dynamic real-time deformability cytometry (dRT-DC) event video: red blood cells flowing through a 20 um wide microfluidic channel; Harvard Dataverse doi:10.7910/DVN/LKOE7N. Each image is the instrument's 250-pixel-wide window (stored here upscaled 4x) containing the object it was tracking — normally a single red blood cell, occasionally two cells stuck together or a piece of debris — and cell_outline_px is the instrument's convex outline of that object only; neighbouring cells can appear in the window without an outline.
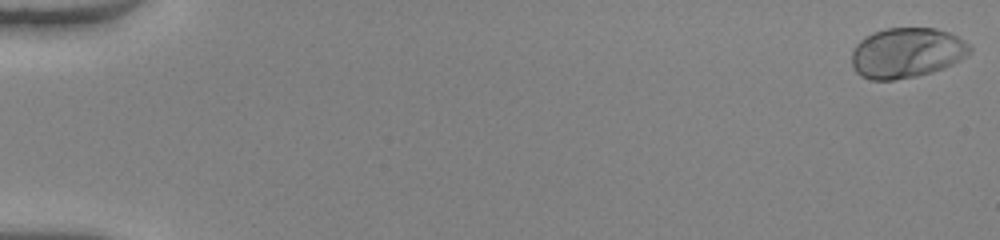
{"species": "human", "species_latin": "Homo sapiens", "temperature_condition": "warm", "stored_images_in_passage": 52, "camera_frame_rate_fps": 3000, "um_per_image_px": 0.085, "donor": {"sex": "female"}, "frame": {"image": 1, "passage_image": 1, "time_ms": 0.0, "image_size_px": [1000, 240], "cell_outline_px": [[972, 52], [960, 60], [944, 68], [932, 72], [916, 76], [892, 80], [872, 80], [860, 76], [852, 68], [852, 48], [864, 36], [872, 32], [888, 28], [936, 28], [948, 32], [964, 40], [972, 48]], "centroid_in_image_um": [77.05, 4.49], "position_along_channel_um": 8.0, "area_um2": 34.8}}
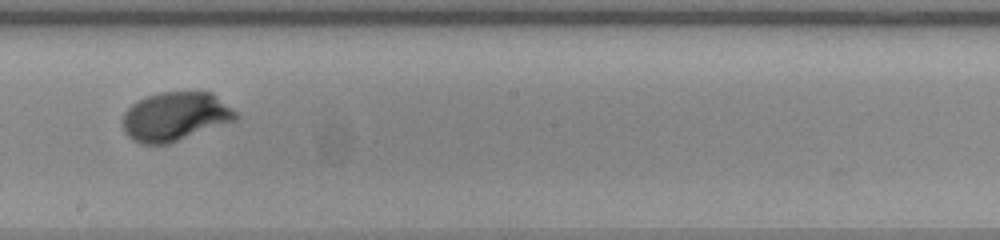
{"frame": {"image": 2, "passage_image": 31, "time_ms": 10.0, "image_size_px": [1000, 240], "cell_outline_px": [[240, 116], [236, 120], [168, 144], [140, 144], [132, 140], [124, 132], [124, 112], [132, 104], [148, 96], [160, 92], [212, 92], [232, 108]], "centroid_in_image_um": [14.9, 9.91], "position_along_channel_um": 233.3, "area_um2": 32.02}}
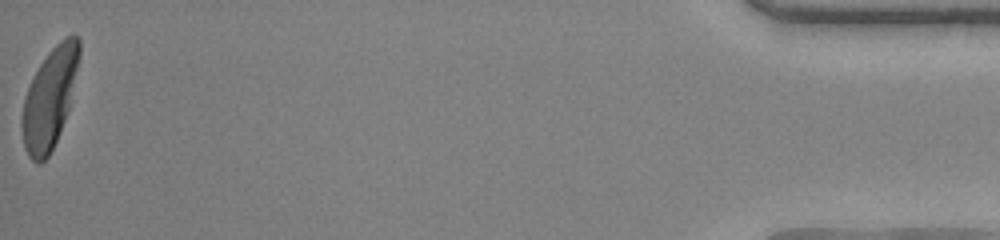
{"frame": {"image": 3, "passage_image": 52, "time_ms": 17.0, "image_size_px": [1000, 240], "cell_outline_px": [[80, 56], [68, 112], [56, 140], [48, 156], [40, 164], [36, 164], [28, 156], [24, 148], [20, 124], [20, 120], [24, 96], [40, 64], [48, 52], [64, 36], [76, 36], [80, 40]], "centroid_in_image_um": [4.2, 8.38], "position_along_channel_um": 431.0, "area_um2": 33.29}, "authors_computed_cell_mechanics": {"area_um2": 32.5125, "velocity_mm_per_s": 4.0773, "shape_relaxation_time_tau1_ms": 1.7899, "shape_relaxation_time_tau2_ms": null, "deformation_change_tau1": 0.1729, "deformation_change_tau2": null}}